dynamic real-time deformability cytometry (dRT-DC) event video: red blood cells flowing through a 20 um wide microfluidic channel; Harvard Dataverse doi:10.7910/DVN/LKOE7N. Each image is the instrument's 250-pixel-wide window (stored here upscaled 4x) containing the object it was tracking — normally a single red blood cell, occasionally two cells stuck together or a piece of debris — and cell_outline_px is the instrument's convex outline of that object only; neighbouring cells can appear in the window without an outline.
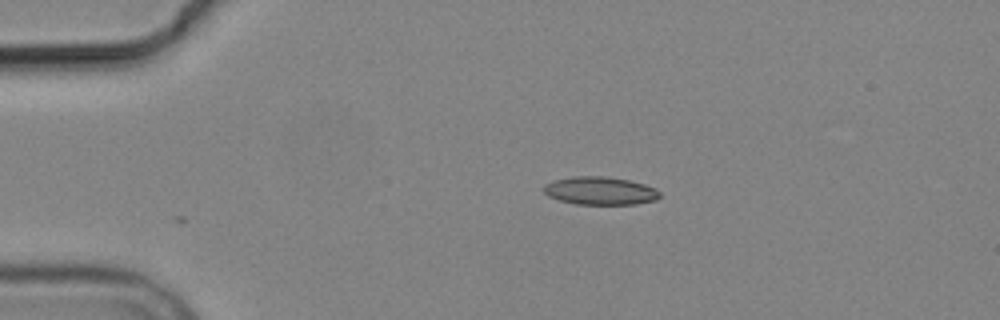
{"species": "common noctule bat (a hibernating species)", "species_latin": "Nyctalus noctula", "temperature_condition": "cold", "stored_images_in_passage": 3, "camera_frame_rate_fps": 3000, "um_per_image_px": 0.085, "animal": {"sex": "male", "body_mass_g": 19.2, "forearm_length_mm": 51.8}, "frame": {"image": 1, "passage_image": 3, "time_ms": 2.333, "image_size_px": [1000, 320], "cell_outline_px": [[660, 196], [656, 200], [636, 204], [576, 204], [560, 200], [548, 196], [544, 192], [544, 184], [556, 180], [572, 176], [604, 176], [628, 180], [644, 184], [656, 188], [660, 192]], "centroid_in_image_um": [51.03, 16.21], "position_along_channel_um": 34.0, "area_um2": 18.9}}